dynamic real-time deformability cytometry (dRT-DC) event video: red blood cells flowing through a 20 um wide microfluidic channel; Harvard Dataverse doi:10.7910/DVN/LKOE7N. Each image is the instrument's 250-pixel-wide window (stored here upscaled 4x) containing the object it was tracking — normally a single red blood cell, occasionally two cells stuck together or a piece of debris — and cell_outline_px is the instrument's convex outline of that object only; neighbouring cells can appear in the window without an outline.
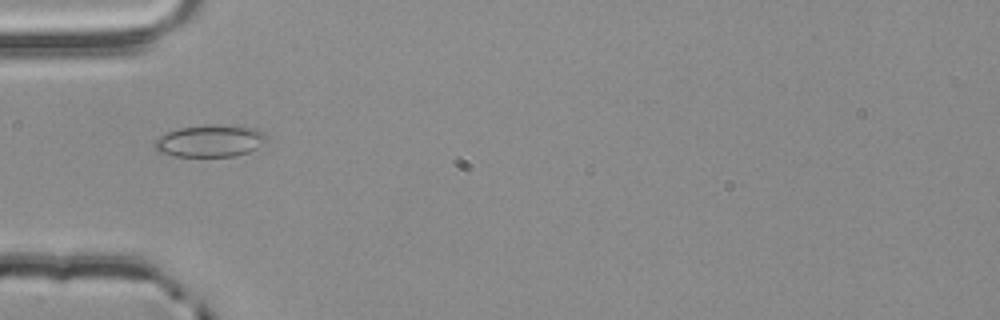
{"species": "common noctule bat (a hibernating species)", "species_latin": "Nyctalus noctula", "temperature_condition": "room temperature", "stored_images_in_passage": 2, "camera_frame_rate_fps": 3000, "um_per_image_px": 0.085, "animal": {"sex": "male", "body_mass_g": 20.4}, "frame": {"image": 1, "passage_image": 2, "time_ms": 0.333, "image_size_px": [1000, 320], "cell_outline_px": [[268, 140], [256, 148], [248, 152], [232, 156], [172, 156], [156, 152], [156, 140], [160, 136], [168, 132], [180, 128], [204, 124], [216, 124], [256, 128], [264, 132], [268, 136]], "centroid_in_image_um": [17.88, 11.97], "position_along_channel_um": 67.1, "area_um2": 20.98}}